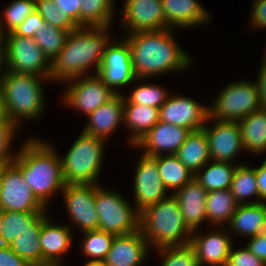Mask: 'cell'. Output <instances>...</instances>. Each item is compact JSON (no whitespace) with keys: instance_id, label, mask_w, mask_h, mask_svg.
<instances>
[{"instance_id":"50","label":"cell","mask_w":266,"mask_h":266,"mask_svg":"<svg viewBox=\"0 0 266 266\" xmlns=\"http://www.w3.org/2000/svg\"><path fill=\"white\" fill-rule=\"evenodd\" d=\"M258 74V80L256 84L259 91L260 102L262 108H266V66L262 63Z\"/></svg>"},{"instance_id":"15","label":"cell","mask_w":266,"mask_h":266,"mask_svg":"<svg viewBox=\"0 0 266 266\" xmlns=\"http://www.w3.org/2000/svg\"><path fill=\"white\" fill-rule=\"evenodd\" d=\"M159 111L160 121L184 127L191 131L202 129L211 120L208 107L182 95H169Z\"/></svg>"},{"instance_id":"5","label":"cell","mask_w":266,"mask_h":266,"mask_svg":"<svg viewBox=\"0 0 266 266\" xmlns=\"http://www.w3.org/2000/svg\"><path fill=\"white\" fill-rule=\"evenodd\" d=\"M47 77L6 71L0 79L3 101L9 119L18 127L23 119H36L44 110L41 83Z\"/></svg>"},{"instance_id":"51","label":"cell","mask_w":266,"mask_h":266,"mask_svg":"<svg viewBox=\"0 0 266 266\" xmlns=\"http://www.w3.org/2000/svg\"><path fill=\"white\" fill-rule=\"evenodd\" d=\"M4 121H11V120L9 119L8 113L6 111V106L3 101V94L0 87V122Z\"/></svg>"},{"instance_id":"2","label":"cell","mask_w":266,"mask_h":266,"mask_svg":"<svg viewBox=\"0 0 266 266\" xmlns=\"http://www.w3.org/2000/svg\"><path fill=\"white\" fill-rule=\"evenodd\" d=\"M108 29L110 26L72 30L64 47L51 62L50 80L62 83L85 76L93 64L94 74H98L103 54L111 43Z\"/></svg>"},{"instance_id":"23","label":"cell","mask_w":266,"mask_h":266,"mask_svg":"<svg viewBox=\"0 0 266 266\" xmlns=\"http://www.w3.org/2000/svg\"><path fill=\"white\" fill-rule=\"evenodd\" d=\"M47 216L42 220L39 236L42 249V264H61V256L72 244L71 225H55Z\"/></svg>"},{"instance_id":"55","label":"cell","mask_w":266,"mask_h":266,"mask_svg":"<svg viewBox=\"0 0 266 266\" xmlns=\"http://www.w3.org/2000/svg\"><path fill=\"white\" fill-rule=\"evenodd\" d=\"M6 164L7 163L5 161L0 160V176H1L2 170L6 166Z\"/></svg>"},{"instance_id":"26","label":"cell","mask_w":266,"mask_h":266,"mask_svg":"<svg viewBox=\"0 0 266 266\" xmlns=\"http://www.w3.org/2000/svg\"><path fill=\"white\" fill-rule=\"evenodd\" d=\"M195 175L210 161L208 138L203 129L191 131L174 154Z\"/></svg>"},{"instance_id":"27","label":"cell","mask_w":266,"mask_h":266,"mask_svg":"<svg viewBox=\"0 0 266 266\" xmlns=\"http://www.w3.org/2000/svg\"><path fill=\"white\" fill-rule=\"evenodd\" d=\"M238 123L244 151L253 154L266 152V108L253 111Z\"/></svg>"},{"instance_id":"39","label":"cell","mask_w":266,"mask_h":266,"mask_svg":"<svg viewBox=\"0 0 266 266\" xmlns=\"http://www.w3.org/2000/svg\"><path fill=\"white\" fill-rule=\"evenodd\" d=\"M169 94L165 88L157 84L141 83L129 95L124 96V104H139L160 108L167 100Z\"/></svg>"},{"instance_id":"54","label":"cell","mask_w":266,"mask_h":266,"mask_svg":"<svg viewBox=\"0 0 266 266\" xmlns=\"http://www.w3.org/2000/svg\"><path fill=\"white\" fill-rule=\"evenodd\" d=\"M83 266H106L105 261H93L89 260Z\"/></svg>"},{"instance_id":"18","label":"cell","mask_w":266,"mask_h":266,"mask_svg":"<svg viewBox=\"0 0 266 266\" xmlns=\"http://www.w3.org/2000/svg\"><path fill=\"white\" fill-rule=\"evenodd\" d=\"M191 130L158 121V123L139 139L133 146L144 149V155L155 157L158 155L175 154L185 142Z\"/></svg>"},{"instance_id":"1","label":"cell","mask_w":266,"mask_h":266,"mask_svg":"<svg viewBox=\"0 0 266 266\" xmlns=\"http://www.w3.org/2000/svg\"><path fill=\"white\" fill-rule=\"evenodd\" d=\"M130 45L131 61L138 79L181 71L192 63L179 47L173 29L131 33L125 38Z\"/></svg>"},{"instance_id":"14","label":"cell","mask_w":266,"mask_h":266,"mask_svg":"<svg viewBox=\"0 0 266 266\" xmlns=\"http://www.w3.org/2000/svg\"><path fill=\"white\" fill-rule=\"evenodd\" d=\"M134 175L136 205L133 207L139 212L168 197V191L159 175L157 156L140 155Z\"/></svg>"},{"instance_id":"56","label":"cell","mask_w":266,"mask_h":266,"mask_svg":"<svg viewBox=\"0 0 266 266\" xmlns=\"http://www.w3.org/2000/svg\"><path fill=\"white\" fill-rule=\"evenodd\" d=\"M30 266H63L62 264H42V265H30Z\"/></svg>"},{"instance_id":"25","label":"cell","mask_w":266,"mask_h":266,"mask_svg":"<svg viewBox=\"0 0 266 266\" xmlns=\"http://www.w3.org/2000/svg\"><path fill=\"white\" fill-rule=\"evenodd\" d=\"M228 228L233 234L237 233L246 238L264 233L266 230V202L238 204Z\"/></svg>"},{"instance_id":"34","label":"cell","mask_w":266,"mask_h":266,"mask_svg":"<svg viewBox=\"0 0 266 266\" xmlns=\"http://www.w3.org/2000/svg\"><path fill=\"white\" fill-rule=\"evenodd\" d=\"M230 191L238 204H256L258 201L248 202L247 197L259 198V190L256 181V170L244 164H238L233 175ZM246 200V201H244Z\"/></svg>"},{"instance_id":"17","label":"cell","mask_w":266,"mask_h":266,"mask_svg":"<svg viewBox=\"0 0 266 266\" xmlns=\"http://www.w3.org/2000/svg\"><path fill=\"white\" fill-rule=\"evenodd\" d=\"M122 25L129 33L166 29L162 0H125Z\"/></svg>"},{"instance_id":"3","label":"cell","mask_w":266,"mask_h":266,"mask_svg":"<svg viewBox=\"0 0 266 266\" xmlns=\"http://www.w3.org/2000/svg\"><path fill=\"white\" fill-rule=\"evenodd\" d=\"M47 143L40 139H28L12 161L45 207L50 197L65 186L61 156Z\"/></svg>"},{"instance_id":"4","label":"cell","mask_w":266,"mask_h":266,"mask_svg":"<svg viewBox=\"0 0 266 266\" xmlns=\"http://www.w3.org/2000/svg\"><path fill=\"white\" fill-rule=\"evenodd\" d=\"M140 230L154 249L189 244L193 233L173 194L140 212Z\"/></svg>"},{"instance_id":"22","label":"cell","mask_w":266,"mask_h":266,"mask_svg":"<svg viewBox=\"0 0 266 266\" xmlns=\"http://www.w3.org/2000/svg\"><path fill=\"white\" fill-rule=\"evenodd\" d=\"M170 194L177 199L184 221L192 231H197L203 222H207L208 192L194 177L181 189Z\"/></svg>"},{"instance_id":"20","label":"cell","mask_w":266,"mask_h":266,"mask_svg":"<svg viewBox=\"0 0 266 266\" xmlns=\"http://www.w3.org/2000/svg\"><path fill=\"white\" fill-rule=\"evenodd\" d=\"M211 231L209 233L196 234L193 231L190 244L193 246L199 266L210 264L212 266H225L230 250L233 246L230 232L224 230Z\"/></svg>"},{"instance_id":"48","label":"cell","mask_w":266,"mask_h":266,"mask_svg":"<svg viewBox=\"0 0 266 266\" xmlns=\"http://www.w3.org/2000/svg\"><path fill=\"white\" fill-rule=\"evenodd\" d=\"M246 247L266 263V232L250 237Z\"/></svg>"},{"instance_id":"28","label":"cell","mask_w":266,"mask_h":266,"mask_svg":"<svg viewBox=\"0 0 266 266\" xmlns=\"http://www.w3.org/2000/svg\"><path fill=\"white\" fill-rule=\"evenodd\" d=\"M159 116V108L139 104H124L123 124L127 126L129 131H132L128 140L131 146L158 123Z\"/></svg>"},{"instance_id":"31","label":"cell","mask_w":266,"mask_h":266,"mask_svg":"<svg viewBox=\"0 0 266 266\" xmlns=\"http://www.w3.org/2000/svg\"><path fill=\"white\" fill-rule=\"evenodd\" d=\"M237 206L238 203L230 189L208 192L206 199L207 223L214 226L219 224V228H222L224 222L225 224L230 223Z\"/></svg>"},{"instance_id":"42","label":"cell","mask_w":266,"mask_h":266,"mask_svg":"<svg viewBox=\"0 0 266 266\" xmlns=\"http://www.w3.org/2000/svg\"><path fill=\"white\" fill-rule=\"evenodd\" d=\"M17 131L19 132V127L12 121L0 122V160L7 164L11 163L16 156V153L12 154L14 151L10 149Z\"/></svg>"},{"instance_id":"29","label":"cell","mask_w":266,"mask_h":266,"mask_svg":"<svg viewBox=\"0 0 266 266\" xmlns=\"http://www.w3.org/2000/svg\"><path fill=\"white\" fill-rule=\"evenodd\" d=\"M47 212L5 211L3 220L2 245L10 246L27 230H41L42 220Z\"/></svg>"},{"instance_id":"57","label":"cell","mask_w":266,"mask_h":266,"mask_svg":"<svg viewBox=\"0 0 266 266\" xmlns=\"http://www.w3.org/2000/svg\"><path fill=\"white\" fill-rule=\"evenodd\" d=\"M263 61V64L266 66V53H265V57H264V60Z\"/></svg>"},{"instance_id":"40","label":"cell","mask_w":266,"mask_h":266,"mask_svg":"<svg viewBox=\"0 0 266 266\" xmlns=\"http://www.w3.org/2000/svg\"><path fill=\"white\" fill-rule=\"evenodd\" d=\"M36 11L47 24L53 27L72 31L79 26L66 14L60 11L53 0H35Z\"/></svg>"},{"instance_id":"35","label":"cell","mask_w":266,"mask_h":266,"mask_svg":"<svg viewBox=\"0 0 266 266\" xmlns=\"http://www.w3.org/2000/svg\"><path fill=\"white\" fill-rule=\"evenodd\" d=\"M70 32L46 23L45 28H41L39 32H36L34 41L43 51L47 59L52 62L64 47Z\"/></svg>"},{"instance_id":"11","label":"cell","mask_w":266,"mask_h":266,"mask_svg":"<svg viewBox=\"0 0 266 266\" xmlns=\"http://www.w3.org/2000/svg\"><path fill=\"white\" fill-rule=\"evenodd\" d=\"M68 83L70 87H67L62 98L64 104L83 112L86 116L117 94L98 74H87L85 77L69 80Z\"/></svg>"},{"instance_id":"52","label":"cell","mask_w":266,"mask_h":266,"mask_svg":"<svg viewBox=\"0 0 266 266\" xmlns=\"http://www.w3.org/2000/svg\"><path fill=\"white\" fill-rule=\"evenodd\" d=\"M5 67V57H4V45L3 42H0V79L2 78V76L4 75L5 69L3 68ZM4 69V70H2ZM3 72V73H2Z\"/></svg>"},{"instance_id":"24","label":"cell","mask_w":266,"mask_h":266,"mask_svg":"<svg viewBox=\"0 0 266 266\" xmlns=\"http://www.w3.org/2000/svg\"><path fill=\"white\" fill-rule=\"evenodd\" d=\"M162 7L166 29H174L176 26H200L210 18V14L197 0H162Z\"/></svg>"},{"instance_id":"47","label":"cell","mask_w":266,"mask_h":266,"mask_svg":"<svg viewBox=\"0 0 266 266\" xmlns=\"http://www.w3.org/2000/svg\"><path fill=\"white\" fill-rule=\"evenodd\" d=\"M80 27L81 0H53Z\"/></svg>"},{"instance_id":"7","label":"cell","mask_w":266,"mask_h":266,"mask_svg":"<svg viewBox=\"0 0 266 266\" xmlns=\"http://www.w3.org/2000/svg\"><path fill=\"white\" fill-rule=\"evenodd\" d=\"M95 209L99 217V230L123 235L140 229V212L118 192L96 184Z\"/></svg>"},{"instance_id":"30","label":"cell","mask_w":266,"mask_h":266,"mask_svg":"<svg viewBox=\"0 0 266 266\" xmlns=\"http://www.w3.org/2000/svg\"><path fill=\"white\" fill-rule=\"evenodd\" d=\"M209 162L194 175V178L207 192L230 189L238 164L211 160Z\"/></svg>"},{"instance_id":"16","label":"cell","mask_w":266,"mask_h":266,"mask_svg":"<svg viewBox=\"0 0 266 266\" xmlns=\"http://www.w3.org/2000/svg\"><path fill=\"white\" fill-rule=\"evenodd\" d=\"M213 123L212 128L207 125L202 128L208 138L210 160L233 163L237 154L244 151L239 123L215 120Z\"/></svg>"},{"instance_id":"46","label":"cell","mask_w":266,"mask_h":266,"mask_svg":"<svg viewBox=\"0 0 266 266\" xmlns=\"http://www.w3.org/2000/svg\"><path fill=\"white\" fill-rule=\"evenodd\" d=\"M251 11V23L255 28H266V0H254Z\"/></svg>"},{"instance_id":"6","label":"cell","mask_w":266,"mask_h":266,"mask_svg":"<svg viewBox=\"0 0 266 266\" xmlns=\"http://www.w3.org/2000/svg\"><path fill=\"white\" fill-rule=\"evenodd\" d=\"M106 141L81 132L62 160L65 184H98Z\"/></svg>"},{"instance_id":"10","label":"cell","mask_w":266,"mask_h":266,"mask_svg":"<svg viewBox=\"0 0 266 266\" xmlns=\"http://www.w3.org/2000/svg\"><path fill=\"white\" fill-rule=\"evenodd\" d=\"M0 208L14 212H46V207L33 194L13 162L6 164L0 176Z\"/></svg>"},{"instance_id":"8","label":"cell","mask_w":266,"mask_h":266,"mask_svg":"<svg viewBox=\"0 0 266 266\" xmlns=\"http://www.w3.org/2000/svg\"><path fill=\"white\" fill-rule=\"evenodd\" d=\"M209 109V118L216 121H239L262 108L256 82H232L219 92Z\"/></svg>"},{"instance_id":"38","label":"cell","mask_w":266,"mask_h":266,"mask_svg":"<svg viewBox=\"0 0 266 266\" xmlns=\"http://www.w3.org/2000/svg\"><path fill=\"white\" fill-rule=\"evenodd\" d=\"M34 11H36L35 0H14L8 4L4 13L0 16V35L14 32L26 17Z\"/></svg>"},{"instance_id":"32","label":"cell","mask_w":266,"mask_h":266,"mask_svg":"<svg viewBox=\"0 0 266 266\" xmlns=\"http://www.w3.org/2000/svg\"><path fill=\"white\" fill-rule=\"evenodd\" d=\"M157 165L167 191H178L194 177L174 154L158 155Z\"/></svg>"},{"instance_id":"36","label":"cell","mask_w":266,"mask_h":266,"mask_svg":"<svg viewBox=\"0 0 266 266\" xmlns=\"http://www.w3.org/2000/svg\"><path fill=\"white\" fill-rule=\"evenodd\" d=\"M40 232L41 230H27L9 246L18 256L24 258L29 265H42Z\"/></svg>"},{"instance_id":"12","label":"cell","mask_w":266,"mask_h":266,"mask_svg":"<svg viewBox=\"0 0 266 266\" xmlns=\"http://www.w3.org/2000/svg\"><path fill=\"white\" fill-rule=\"evenodd\" d=\"M98 75L115 93H121L116 90L117 87L143 80L138 79L134 73L130 45L126 39L113 41L108 45L103 54Z\"/></svg>"},{"instance_id":"41","label":"cell","mask_w":266,"mask_h":266,"mask_svg":"<svg viewBox=\"0 0 266 266\" xmlns=\"http://www.w3.org/2000/svg\"><path fill=\"white\" fill-rule=\"evenodd\" d=\"M156 249L163 257L161 266H199L196 252L190 243Z\"/></svg>"},{"instance_id":"33","label":"cell","mask_w":266,"mask_h":266,"mask_svg":"<svg viewBox=\"0 0 266 266\" xmlns=\"http://www.w3.org/2000/svg\"><path fill=\"white\" fill-rule=\"evenodd\" d=\"M113 0H81L80 27L111 26Z\"/></svg>"},{"instance_id":"9","label":"cell","mask_w":266,"mask_h":266,"mask_svg":"<svg viewBox=\"0 0 266 266\" xmlns=\"http://www.w3.org/2000/svg\"><path fill=\"white\" fill-rule=\"evenodd\" d=\"M6 71L38 75L50 79L51 62L34 41L14 32L2 36ZM5 42V43H4Z\"/></svg>"},{"instance_id":"44","label":"cell","mask_w":266,"mask_h":266,"mask_svg":"<svg viewBox=\"0 0 266 266\" xmlns=\"http://www.w3.org/2000/svg\"><path fill=\"white\" fill-rule=\"evenodd\" d=\"M46 22L37 11L29 14L23 23L14 31V33L21 37L34 38L36 32L41 28H45Z\"/></svg>"},{"instance_id":"53","label":"cell","mask_w":266,"mask_h":266,"mask_svg":"<svg viewBox=\"0 0 266 266\" xmlns=\"http://www.w3.org/2000/svg\"><path fill=\"white\" fill-rule=\"evenodd\" d=\"M4 212L5 211L0 208V245H2V232H3Z\"/></svg>"},{"instance_id":"43","label":"cell","mask_w":266,"mask_h":266,"mask_svg":"<svg viewBox=\"0 0 266 266\" xmlns=\"http://www.w3.org/2000/svg\"><path fill=\"white\" fill-rule=\"evenodd\" d=\"M225 266H266V263L245 246L240 249L231 248Z\"/></svg>"},{"instance_id":"13","label":"cell","mask_w":266,"mask_h":266,"mask_svg":"<svg viewBox=\"0 0 266 266\" xmlns=\"http://www.w3.org/2000/svg\"><path fill=\"white\" fill-rule=\"evenodd\" d=\"M61 192L70 221L82 232L99 230L95 209L96 184H65Z\"/></svg>"},{"instance_id":"21","label":"cell","mask_w":266,"mask_h":266,"mask_svg":"<svg viewBox=\"0 0 266 266\" xmlns=\"http://www.w3.org/2000/svg\"><path fill=\"white\" fill-rule=\"evenodd\" d=\"M87 117L83 132L106 141L124 123V94L117 93Z\"/></svg>"},{"instance_id":"19","label":"cell","mask_w":266,"mask_h":266,"mask_svg":"<svg viewBox=\"0 0 266 266\" xmlns=\"http://www.w3.org/2000/svg\"><path fill=\"white\" fill-rule=\"evenodd\" d=\"M149 243L141 230L115 235L105 258L106 266H141L148 258Z\"/></svg>"},{"instance_id":"37","label":"cell","mask_w":266,"mask_h":266,"mask_svg":"<svg viewBox=\"0 0 266 266\" xmlns=\"http://www.w3.org/2000/svg\"><path fill=\"white\" fill-rule=\"evenodd\" d=\"M84 240L81 250L86 257L93 261H104L111 249L114 236L101 230L83 232Z\"/></svg>"},{"instance_id":"45","label":"cell","mask_w":266,"mask_h":266,"mask_svg":"<svg viewBox=\"0 0 266 266\" xmlns=\"http://www.w3.org/2000/svg\"><path fill=\"white\" fill-rule=\"evenodd\" d=\"M0 266H30L29 263L18 256L9 246L0 245Z\"/></svg>"},{"instance_id":"49","label":"cell","mask_w":266,"mask_h":266,"mask_svg":"<svg viewBox=\"0 0 266 266\" xmlns=\"http://www.w3.org/2000/svg\"><path fill=\"white\" fill-rule=\"evenodd\" d=\"M256 170V181L259 190L258 203L266 201V159L263 163L255 168Z\"/></svg>"}]
</instances>
